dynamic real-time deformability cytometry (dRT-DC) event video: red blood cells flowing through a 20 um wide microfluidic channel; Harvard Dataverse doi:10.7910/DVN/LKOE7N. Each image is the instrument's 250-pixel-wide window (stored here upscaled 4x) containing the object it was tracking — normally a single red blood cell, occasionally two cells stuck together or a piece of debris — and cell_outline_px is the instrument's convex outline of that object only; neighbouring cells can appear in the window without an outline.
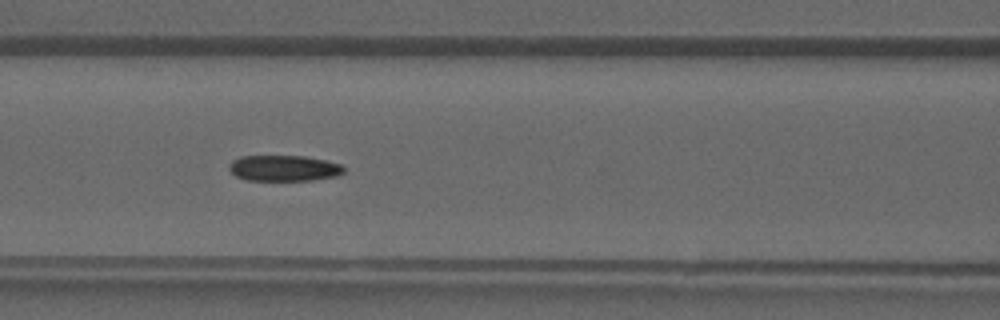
{"species": "common noctule bat (a hibernating species)", "species_latin": "Nyctalus noctula", "temperature_condition": "warm", "stored_images_in_passage": 30, "camera_frame_rate_fps": 3000, "um_per_image_px": 0.085, "animal": {"sex": "male", "forearm_length_mm": 52.5}, "frame": {"image": 1, "passage_image": 18, "time_ms": 5.667, "image_size_px": [1000, 320], "cell_outline_px": [[344, 172], [336, 176], [312, 180], [248, 180], [236, 176], [228, 168], [228, 164], [232, 160], [240, 156], [304, 156], [324, 160], [340, 164], [344, 168]], "centroid_in_image_um": [24.1, 14.29], "position_along_channel_um": 142.5, "area_um2": 17.22}}
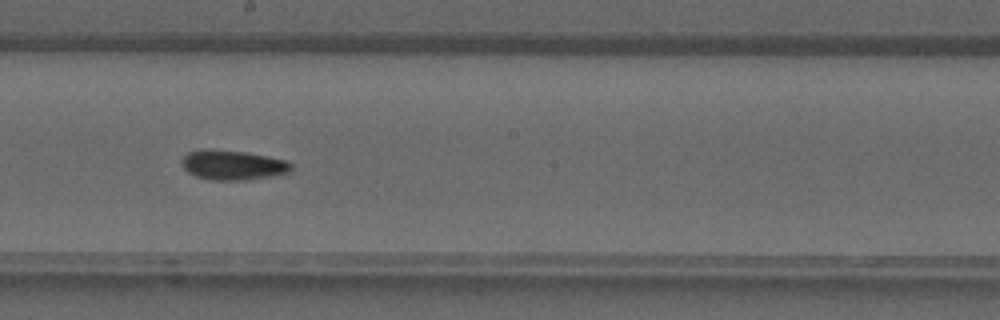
{"frame": {"image": 2, "passage_image": 23, "time_ms": 7.333, "image_size_px": [1000, 320], "cell_outline_px": [[292, 168], [288, 172], [272, 176], [244, 180], [208, 180], [196, 176], [188, 172], [184, 168], [180, 160], [188, 152], [200, 148], [212, 148], [244, 152], [288, 160], [292, 164]], "centroid_in_image_um": [19.75, 14.01], "position_along_channel_um": 228.5, "area_um2": 19.19}}
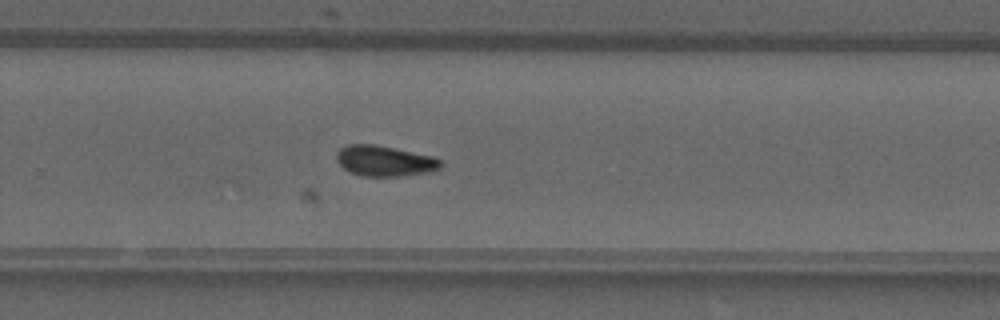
{"frame": {"image": 3, "passage_image": 27, "time_ms": 8.667, "image_size_px": [1000, 320], "cell_outline_px": [[440, 168], [428, 172], [400, 176], [360, 176], [348, 172], [336, 160], [336, 152], [340, 148], [348, 144], [372, 144], [436, 156], [440, 160]], "centroid_in_image_um": [32.66, 13.68], "position_along_channel_um": 297.1, "area_um2": 18.61}}